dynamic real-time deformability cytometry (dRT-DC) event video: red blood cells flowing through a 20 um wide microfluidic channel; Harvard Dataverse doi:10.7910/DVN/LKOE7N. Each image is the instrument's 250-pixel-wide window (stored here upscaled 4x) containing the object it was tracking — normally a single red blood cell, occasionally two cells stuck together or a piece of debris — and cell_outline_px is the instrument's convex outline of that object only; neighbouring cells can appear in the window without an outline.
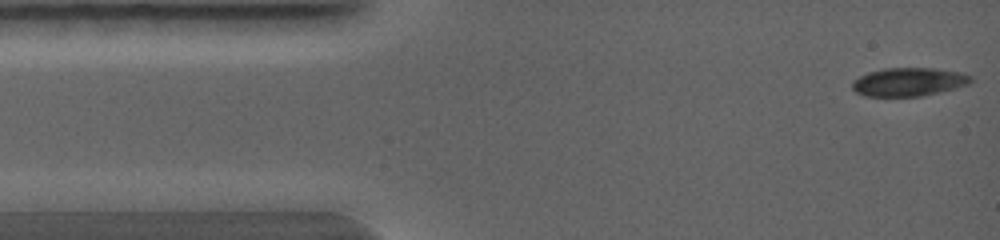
{"species": "common noctule bat (a hibernating species)", "species_latin": "Nyctalus noctula", "temperature_condition": "warm", "stored_images_in_passage": 16, "camera_frame_rate_fps": 5000, "um_per_image_px": 0.085, "animal": {"sex": "female", "body_mass_g": 19.0, "forearm_length_mm": 56.7}, "frame": {"image": 1, "passage_image": 1, "time_ms": 0.0, "image_size_px": [1000, 240], "cell_outline_px": [[972, 80], [968, 84], [920, 96], [864, 96], [856, 92], [852, 88], [852, 80], [868, 72], [884, 68], [932, 68], [964, 72], [972, 76]], "centroid_in_image_um": [77.21, 6.95], "position_along_channel_um": 7.8, "area_um2": 19.54}}
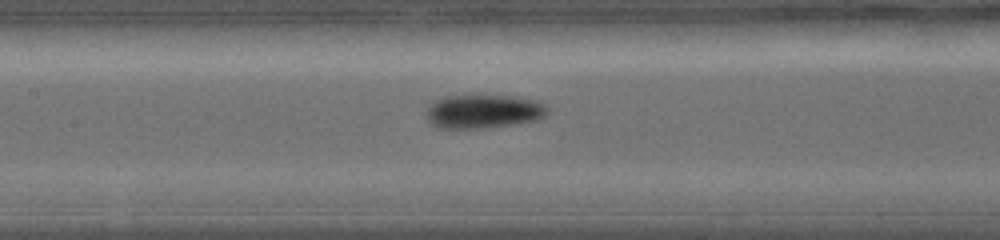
{"frame": {"image": 2, "passage_image": 10, "time_ms": 3.6, "image_size_px": [1000, 240], "cell_outline_px": [[548, 112], [544, 116], [536, 120], [484, 128], [436, 128], [428, 120], [428, 108], [432, 100], [444, 96], [508, 96], [540, 100], [548, 108]], "centroid_in_image_um": [41.09, 9.46], "position_along_channel_um": 166.3, "area_um2": 23.7}}
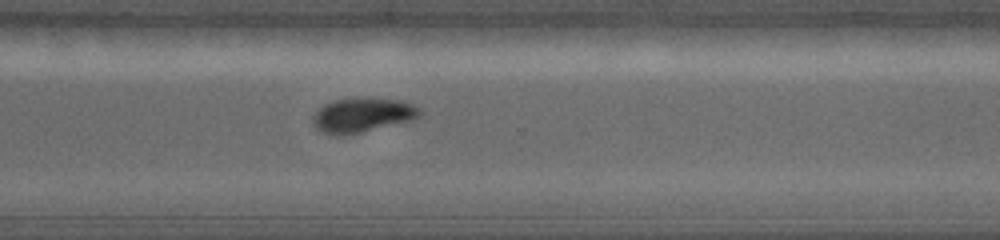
{"frame": {"image": 3, "passage_image": 16, "time_ms": 6.2, "image_size_px": [1000, 240], "cell_outline_px": [[424, 112], [420, 116], [412, 120], [344, 136], [336, 136], [324, 132], [316, 128], [312, 124], [312, 116], [324, 104], [336, 100], [396, 100], [412, 104], [420, 108]], "centroid_in_image_um": [30.79, 9.83], "position_along_channel_um": 339.8, "area_um2": 20.81}}